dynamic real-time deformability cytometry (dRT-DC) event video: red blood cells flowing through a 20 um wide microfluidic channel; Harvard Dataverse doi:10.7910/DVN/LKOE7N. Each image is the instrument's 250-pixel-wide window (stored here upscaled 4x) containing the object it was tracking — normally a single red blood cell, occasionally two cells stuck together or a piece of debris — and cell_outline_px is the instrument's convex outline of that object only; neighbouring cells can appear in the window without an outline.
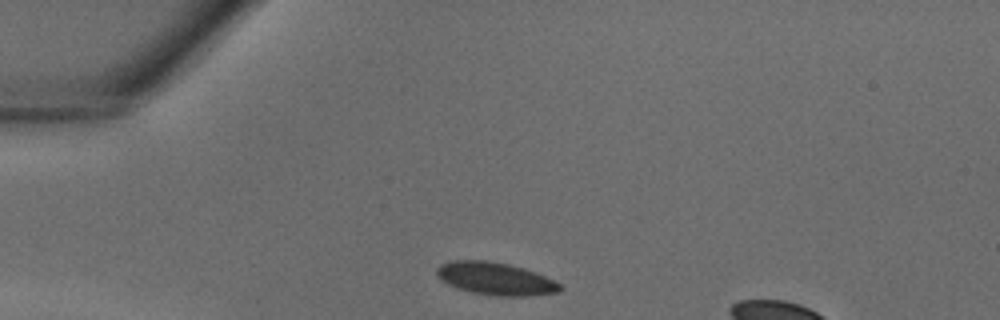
{"species": "common noctule bat (a hibernating species)", "species_latin": "Nyctalus noctula", "temperature_condition": "warm", "stored_images_in_passage": 28, "camera_frame_rate_fps": 3000, "um_per_image_px": 0.085, "animal": {"sex": "male", "body_mass_g": 18.8}, "frame": {"image": 1, "passage_image": 1, "time_ms": 0.0, "image_size_px": [1000, 320], "cell_outline_px": [[564, 288], [560, 292], [524, 296], [496, 296], [472, 292], [456, 288], [448, 284], [436, 272], [436, 268], [440, 264], [452, 260], [488, 260], [508, 264], [524, 268], [536, 272], [556, 280]], "centroid_in_image_um": [42.16, 23.68], "position_along_channel_um": 42.8, "area_um2": 23.52}}
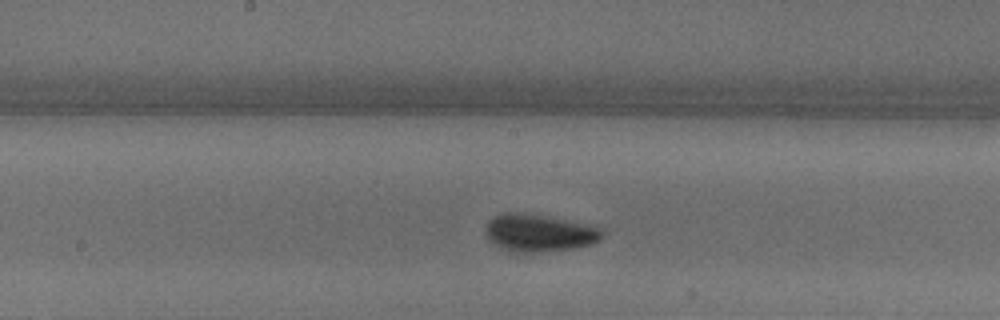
{"frame": {"image": 2, "passage_image": 12, "time_ms": 3.667, "image_size_px": [1000, 320], "cell_outline_px": [[604, 236], [600, 240], [592, 244], [576, 248], [540, 252], [508, 252], [492, 244], [488, 240], [484, 232], [484, 228], [488, 220], [504, 212], [528, 212], [596, 224], [604, 232]], "centroid_in_image_um": [45.85, 19.78], "position_along_channel_um": 202.4, "area_um2": 26.59}}
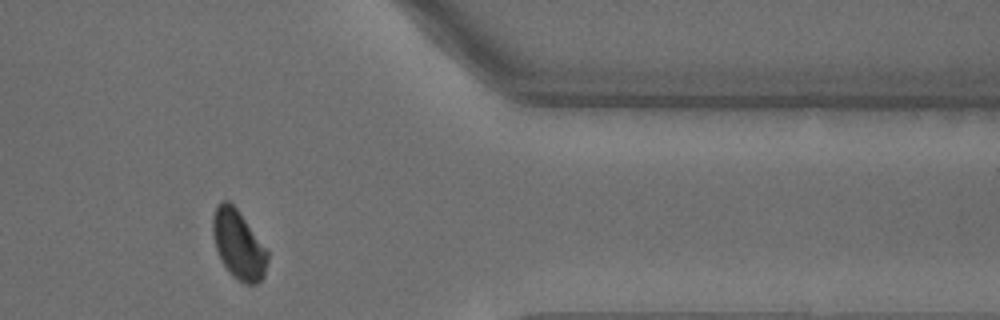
{"frame": {"image": 3, "passage_image": 24, "time_ms": 7.667, "image_size_px": [1000, 320], "cell_outline_px": [[268, 260], [264, 276], [256, 284], [244, 284], [236, 280], [232, 276], [224, 264], [216, 248], [212, 232], [212, 220], [216, 208], [220, 200], [228, 200], [236, 208], [268, 248]], "centroid_in_image_um": [20.3, 20.8], "position_along_channel_um": 391.1, "area_um2": 22.08}}